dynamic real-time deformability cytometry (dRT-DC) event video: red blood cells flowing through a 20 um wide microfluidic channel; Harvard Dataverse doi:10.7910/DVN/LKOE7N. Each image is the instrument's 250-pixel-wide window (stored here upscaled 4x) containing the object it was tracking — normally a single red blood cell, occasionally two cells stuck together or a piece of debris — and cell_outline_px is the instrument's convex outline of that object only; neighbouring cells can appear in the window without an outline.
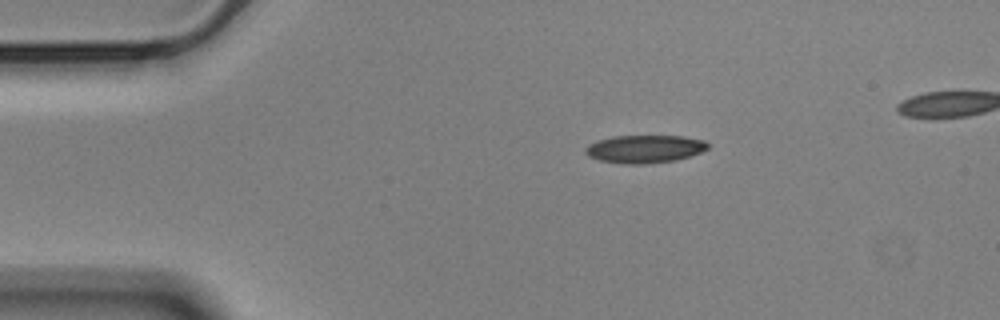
{"species": "Egyptian fruit bat (a non-hibernating species)", "species_latin": "Rousettus aegyptiacus", "temperature_condition": "cold", "stored_images_in_passage": 44, "camera_frame_rate_fps": 3000, "um_per_image_px": 0.085, "animal": {"sex": "male"}, "frame": {"image": 1, "passage_image": 1, "time_ms": 0.0, "image_size_px": [1000, 320], "cell_outline_px": [[708, 148], [700, 152], [676, 160], [644, 164], [624, 164], [600, 160], [588, 156], [584, 152], [584, 148], [588, 144], [596, 140], [612, 136], [680, 136], [704, 140], [708, 144]], "centroid_in_image_um": [54.74, 12.66], "position_along_channel_um": 30.3, "area_um2": 19.88}}
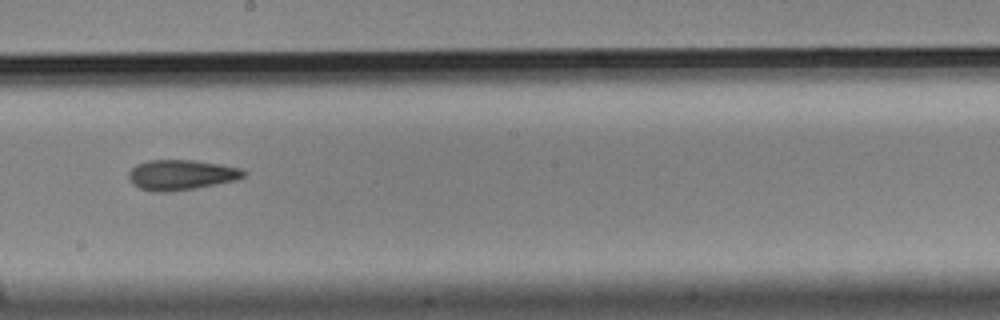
{"frame": {"image": 2, "passage_image": 22, "time_ms": 7.0, "image_size_px": [1000, 320], "cell_outline_px": [[244, 176], [236, 180], [196, 188], [168, 192], [152, 192], [140, 188], [132, 184], [128, 180], [128, 172], [136, 164], [148, 160], [192, 160], [220, 164], [240, 168], [244, 172]], "centroid_in_image_um": [15.34, 14.87], "position_along_channel_um": 232.9, "area_um2": 20.29}}
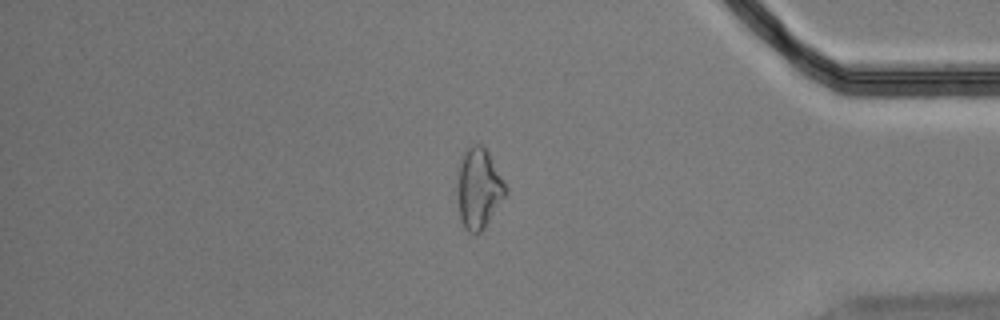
{"frame": {"image": 3, "passage_image": 38, "time_ms": 12.333, "image_size_px": [1000, 320], "cell_outline_px": [[508, 192], [484, 228], [480, 232], [468, 232], [464, 228], [460, 220], [456, 200], [456, 188], [460, 164], [464, 152], [472, 144], [480, 144], [488, 152], [508, 188]], "centroid_in_image_um": [40.67, 16.04], "position_along_channel_um": 394.5, "area_um2": 22.72}}